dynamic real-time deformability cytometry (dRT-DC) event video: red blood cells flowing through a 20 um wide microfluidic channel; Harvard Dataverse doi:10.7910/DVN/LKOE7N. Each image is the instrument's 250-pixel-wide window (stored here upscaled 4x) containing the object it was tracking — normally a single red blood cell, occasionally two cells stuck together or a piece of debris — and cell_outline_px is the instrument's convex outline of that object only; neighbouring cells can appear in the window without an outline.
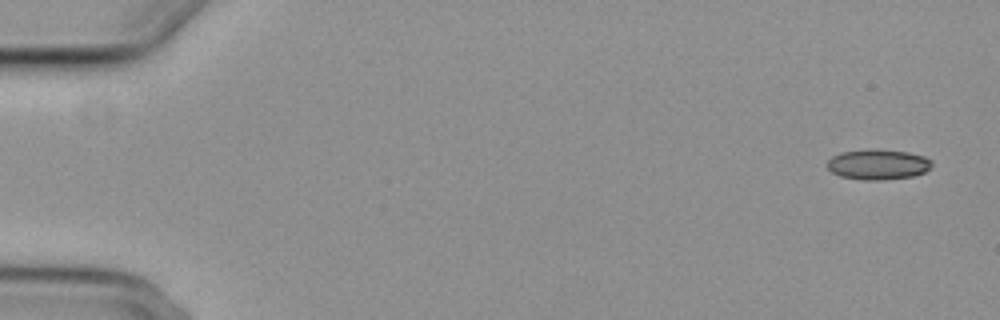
{"species": "common noctule bat (a hibernating species)", "species_latin": "Nyctalus noctula", "temperature_condition": "cold", "stored_images_in_passage": 6, "camera_frame_rate_fps": 3000, "um_per_image_px": 0.085, "animal": {"sex": "female", "body_mass_g": 29.2, "forearm_length_mm": 56.3}, "frame": {"image": 1, "passage_image": 1, "time_ms": 0.0, "image_size_px": [1000, 320], "cell_outline_px": [[932, 168], [924, 172], [912, 176], [884, 180], [864, 180], [840, 176], [832, 172], [828, 168], [828, 160], [832, 156], [840, 152], [908, 152], [924, 156], [932, 160]], "centroid_in_image_um": [74.67, 14.03], "position_along_channel_um": 10.3, "area_um2": 17.69}}
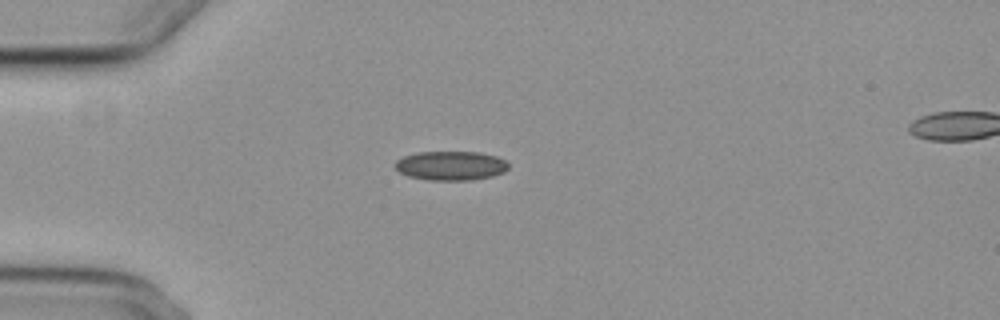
{"frame": {"image": 2, "passage_image": 4, "time_ms": 4.333, "image_size_px": [1000, 320], "cell_outline_px": [[508, 168], [504, 172], [492, 176], [472, 180], [428, 180], [408, 176], [400, 172], [392, 164], [396, 160], [404, 156], [416, 152], [480, 152], [496, 156], [504, 160], [508, 164]], "centroid_in_image_um": [38.29, 14.08], "position_along_channel_um": 46.7, "area_um2": 19.36}}
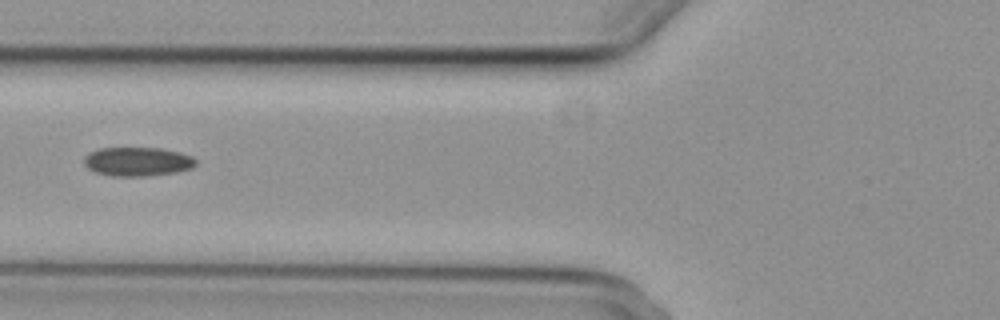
{"frame": {"image": 3, "passage_image": 6, "time_ms": 6.667, "image_size_px": [1000, 320], "cell_outline_px": [[196, 164], [192, 168], [176, 172], [148, 176], [112, 176], [96, 172], [88, 168], [84, 164], [84, 156], [88, 152], [100, 148], [160, 148], [180, 152], [192, 156], [196, 160]], "centroid_in_image_um": [11.68, 13.73], "position_along_channel_um": 114.1, "area_um2": 18.96}}